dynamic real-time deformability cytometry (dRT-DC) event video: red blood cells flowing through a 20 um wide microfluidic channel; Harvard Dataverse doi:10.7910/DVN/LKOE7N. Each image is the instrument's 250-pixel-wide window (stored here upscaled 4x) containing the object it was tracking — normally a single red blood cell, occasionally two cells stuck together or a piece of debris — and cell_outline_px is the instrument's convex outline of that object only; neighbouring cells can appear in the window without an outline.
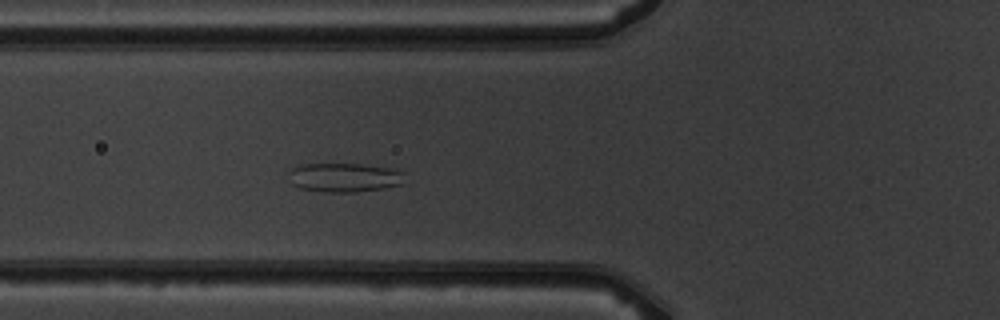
{"species": "common noctule bat (a hibernating species)", "species_latin": "Nyctalus noctula", "temperature_condition": "warm", "stored_images_in_passage": 3, "camera_frame_rate_fps": 3000, "um_per_image_px": 0.085, "animal": {"sex": "male", "body_mass_g": 19.5, "forearm_length_mm": 54.6}, "frame": {"image": 1, "passage_image": 3, "time_ms": 3.0, "image_size_px": [1000, 320], "cell_outline_px": [[408, 172], [404, 184], [384, 188], [356, 192], [324, 192], [300, 188], [292, 184], [288, 172], [292, 168], [300, 164], [364, 164], [392, 168]], "centroid_in_image_um": [29.35, 15.08], "position_along_channel_um": 96.4, "area_um2": 20.11}}